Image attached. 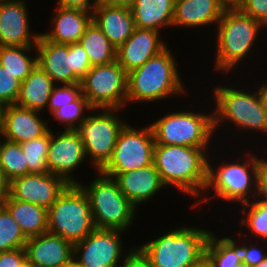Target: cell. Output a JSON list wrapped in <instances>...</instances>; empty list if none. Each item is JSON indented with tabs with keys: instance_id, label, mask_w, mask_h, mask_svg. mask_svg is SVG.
Returning <instances> with one entry per match:
<instances>
[{
	"instance_id": "obj_4",
	"label": "cell",
	"mask_w": 267,
	"mask_h": 267,
	"mask_svg": "<svg viewBox=\"0 0 267 267\" xmlns=\"http://www.w3.org/2000/svg\"><path fill=\"white\" fill-rule=\"evenodd\" d=\"M176 58L173 50L167 46L141 67L128 73L127 108L132 103L157 104L167 101L166 98L188 96L189 88L182 80L180 62Z\"/></svg>"
},
{
	"instance_id": "obj_21",
	"label": "cell",
	"mask_w": 267,
	"mask_h": 267,
	"mask_svg": "<svg viewBox=\"0 0 267 267\" xmlns=\"http://www.w3.org/2000/svg\"><path fill=\"white\" fill-rule=\"evenodd\" d=\"M114 179L117 181L120 191L137 209H140V205L153 202L151 200H154L155 196L157 197L160 192L166 190L154 164L120 173Z\"/></svg>"
},
{
	"instance_id": "obj_19",
	"label": "cell",
	"mask_w": 267,
	"mask_h": 267,
	"mask_svg": "<svg viewBox=\"0 0 267 267\" xmlns=\"http://www.w3.org/2000/svg\"><path fill=\"white\" fill-rule=\"evenodd\" d=\"M162 36H161V35ZM162 32L153 29L135 28L127 41L116 50V60L128 74L141 67L168 46Z\"/></svg>"
},
{
	"instance_id": "obj_6",
	"label": "cell",
	"mask_w": 267,
	"mask_h": 267,
	"mask_svg": "<svg viewBox=\"0 0 267 267\" xmlns=\"http://www.w3.org/2000/svg\"><path fill=\"white\" fill-rule=\"evenodd\" d=\"M175 227L137 245L150 267H188L205 254L206 242L213 230L190 226V223Z\"/></svg>"
},
{
	"instance_id": "obj_38",
	"label": "cell",
	"mask_w": 267,
	"mask_h": 267,
	"mask_svg": "<svg viewBox=\"0 0 267 267\" xmlns=\"http://www.w3.org/2000/svg\"><path fill=\"white\" fill-rule=\"evenodd\" d=\"M21 81L0 66V103L3 106L15 104Z\"/></svg>"
},
{
	"instance_id": "obj_40",
	"label": "cell",
	"mask_w": 267,
	"mask_h": 267,
	"mask_svg": "<svg viewBox=\"0 0 267 267\" xmlns=\"http://www.w3.org/2000/svg\"><path fill=\"white\" fill-rule=\"evenodd\" d=\"M0 267H33L27 263L24 248L0 253Z\"/></svg>"
},
{
	"instance_id": "obj_45",
	"label": "cell",
	"mask_w": 267,
	"mask_h": 267,
	"mask_svg": "<svg viewBox=\"0 0 267 267\" xmlns=\"http://www.w3.org/2000/svg\"><path fill=\"white\" fill-rule=\"evenodd\" d=\"M114 6L131 8L136 0H102Z\"/></svg>"
},
{
	"instance_id": "obj_31",
	"label": "cell",
	"mask_w": 267,
	"mask_h": 267,
	"mask_svg": "<svg viewBox=\"0 0 267 267\" xmlns=\"http://www.w3.org/2000/svg\"><path fill=\"white\" fill-rule=\"evenodd\" d=\"M211 232L208 236L205 253L217 267H243L241 247L231 236ZM221 238H220V237Z\"/></svg>"
},
{
	"instance_id": "obj_32",
	"label": "cell",
	"mask_w": 267,
	"mask_h": 267,
	"mask_svg": "<svg viewBox=\"0 0 267 267\" xmlns=\"http://www.w3.org/2000/svg\"><path fill=\"white\" fill-rule=\"evenodd\" d=\"M0 168L2 175L9 182L29 174L28 163L19 143L0 137Z\"/></svg>"
},
{
	"instance_id": "obj_18",
	"label": "cell",
	"mask_w": 267,
	"mask_h": 267,
	"mask_svg": "<svg viewBox=\"0 0 267 267\" xmlns=\"http://www.w3.org/2000/svg\"><path fill=\"white\" fill-rule=\"evenodd\" d=\"M42 116L39 111L23 108L16 104L6 105L3 108L0 137L19 144L38 138L51 128L50 122H53Z\"/></svg>"
},
{
	"instance_id": "obj_48",
	"label": "cell",
	"mask_w": 267,
	"mask_h": 267,
	"mask_svg": "<svg viewBox=\"0 0 267 267\" xmlns=\"http://www.w3.org/2000/svg\"><path fill=\"white\" fill-rule=\"evenodd\" d=\"M226 7H237L241 0H220Z\"/></svg>"
},
{
	"instance_id": "obj_49",
	"label": "cell",
	"mask_w": 267,
	"mask_h": 267,
	"mask_svg": "<svg viewBox=\"0 0 267 267\" xmlns=\"http://www.w3.org/2000/svg\"><path fill=\"white\" fill-rule=\"evenodd\" d=\"M267 147H265L264 149H265V151L267 152V149H266ZM264 149L262 150L263 151V154L264 155H262V154H259L260 155V160H261V163H262V167H267V154H266V152L264 151ZM263 156V157H262Z\"/></svg>"
},
{
	"instance_id": "obj_47",
	"label": "cell",
	"mask_w": 267,
	"mask_h": 267,
	"mask_svg": "<svg viewBox=\"0 0 267 267\" xmlns=\"http://www.w3.org/2000/svg\"><path fill=\"white\" fill-rule=\"evenodd\" d=\"M262 195L267 198V167H263V173H262Z\"/></svg>"
},
{
	"instance_id": "obj_39",
	"label": "cell",
	"mask_w": 267,
	"mask_h": 267,
	"mask_svg": "<svg viewBox=\"0 0 267 267\" xmlns=\"http://www.w3.org/2000/svg\"><path fill=\"white\" fill-rule=\"evenodd\" d=\"M237 7L267 28V0H241Z\"/></svg>"
},
{
	"instance_id": "obj_9",
	"label": "cell",
	"mask_w": 267,
	"mask_h": 267,
	"mask_svg": "<svg viewBox=\"0 0 267 267\" xmlns=\"http://www.w3.org/2000/svg\"><path fill=\"white\" fill-rule=\"evenodd\" d=\"M47 232L58 235L73 245L94 229L90 203L78 184H69L47 209Z\"/></svg>"
},
{
	"instance_id": "obj_10",
	"label": "cell",
	"mask_w": 267,
	"mask_h": 267,
	"mask_svg": "<svg viewBox=\"0 0 267 267\" xmlns=\"http://www.w3.org/2000/svg\"><path fill=\"white\" fill-rule=\"evenodd\" d=\"M121 112L120 109L93 108L76 129L84 144L88 163L95 172L101 171L112 158L118 134L128 122Z\"/></svg>"
},
{
	"instance_id": "obj_33",
	"label": "cell",
	"mask_w": 267,
	"mask_h": 267,
	"mask_svg": "<svg viewBox=\"0 0 267 267\" xmlns=\"http://www.w3.org/2000/svg\"><path fill=\"white\" fill-rule=\"evenodd\" d=\"M92 109L86 97L81 94L75 101L63 105L48 115L57 121L55 123H60L63 130H76Z\"/></svg>"
},
{
	"instance_id": "obj_41",
	"label": "cell",
	"mask_w": 267,
	"mask_h": 267,
	"mask_svg": "<svg viewBox=\"0 0 267 267\" xmlns=\"http://www.w3.org/2000/svg\"><path fill=\"white\" fill-rule=\"evenodd\" d=\"M120 267H150L147 257L135 246L121 261Z\"/></svg>"
},
{
	"instance_id": "obj_43",
	"label": "cell",
	"mask_w": 267,
	"mask_h": 267,
	"mask_svg": "<svg viewBox=\"0 0 267 267\" xmlns=\"http://www.w3.org/2000/svg\"><path fill=\"white\" fill-rule=\"evenodd\" d=\"M265 78L263 79L264 81H260V85L255 84V90L259 96V99L261 101V104L263 107L267 110V77L266 74L264 76ZM257 85V87H256Z\"/></svg>"
},
{
	"instance_id": "obj_52",
	"label": "cell",
	"mask_w": 267,
	"mask_h": 267,
	"mask_svg": "<svg viewBox=\"0 0 267 267\" xmlns=\"http://www.w3.org/2000/svg\"><path fill=\"white\" fill-rule=\"evenodd\" d=\"M254 267H267V257Z\"/></svg>"
},
{
	"instance_id": "obj_13",
	"label": "cell",
	"mask_w": 267,
	"mask_h": 267,
	"mask_svg": "<svg viewBox=\"0 0 267 267\" xmlns=\"http://www.w3.org/2000/svg\"><path fill=\"white\" fill-rule=\"evenodd\" d=\"M128 74L117 60L93 66L81 80L82 94L92 108H127Z\"/></svg>"
},
{
	"instance_id": "obj_24",
	"label": "cell",
	"mask_w": 267,
	"mask_h": 267,
	"mask_svg": "<svg viewBox=\"0 0 267 267\" xmlns=\"http://www.w3.org/2000/svg\"><path fill=\"white\" fill-rule=\"evenodd\" d=\"M91 22L92 12L56 6L49 19L51 29L40 33L45 39L53 43L70 45L79 43Z\"/></svg>"
},
{
	"instance_id": "obj_42",
	"label": "cell",
	"mask_w": 267,
	"mask_h": 267,
	"mask_svg": "<svg viewBox=\"0 0 267 267\" xmlns=\"http://www.w3.org/2000/svg\"><path fill=\"white\" fill-rule=\"evenodd\" d=\"M58 4L55 6L62 8L81 9L92 12L99 0H55Z\"/></svg>"
},
{
	"instance_id": "obj_27",
	"label": "cell",
	"mask_w": 267,
	"mask_h": 267,
	"mask_svg": "<svg viewBox=\"0 0 267 267\" xmlns=\"http://www.w3.org/2000/svg\"><path fill=\"white\" fill-rule=\"evenodd\" d=\"M12 218L19 224L25 237L31 238L47 232V209L10 196L4 204Z\"/></svg>"
},
{
	"instance_id": "obj_53",
	"label": "cell",
	"mask_w": 267,
	"mask_h": 267,
	"mask_svg": "<svg viewBox=\"0 0 267 267\" xmlns=\"http://www.w3.org/2000/svg\"><path fill=\"white\" fill-rule=\"evenodd\" d=\"M210 267H217V266L210 260Z\"/></svg>"
},
{
	"instance_id": "obj_44",
	"label": "cell",
	"mask_w": 267,
	"mask_h": 267,
	"mask_svg": "<svg viewBox=\"0 0 267 267\" xmlns=\"http://www.w3.org/2000/svg\"><path fill=\"white\" fill-rule=\"evenodd\" d=\"M10 182L4 177L0 176V207H3L9 197Z\"/></svg>"
},
{
	"instance_id": "obj_37",
	"label": "cell",
	"mask_w": 267,
	"mask_h": 267,
	"mask_svg": "<svg viewBox=\"0 0 267 267\" xmlns=\"http://www.w3.org/2000/svg\"><path fill=\"white\" fill-rule=\"evenodd\" d=\"M82 94L81 83L56 84L50 94L46 113L53 111L75 101Z\"/></svg>"
},
{
	"instance_id": "obj_46",
	"label": "cell",
	"mask_w": 267,
	"mask_h": 267,
	"mask_svg": "<svg viewBox=\"0 0 267 267\" xmlns=\"http://www.w3.org/2000/svg\"><path fill=\"white\" fill-rule=\"evenodd\" d=\"M188 267H210V259L205 253L200 259Z\"/></svg>"
},
{
	"instance_id": "obj_28",
	"label": "cell",
	"mask_w": 267,
	"mask_h": 267,
	"mask_svg": "<svg viewBox=\"0 0 267 267\" xmlns=\"http://www.w3.org/2000/svg\"><path fill=\"white\" fill-rule=\"evenodd\" d=\"M238 207L239 211L237 212L242 214L239 215L241 218H237L240 220L237 221L239 227H236V229L240 228L238 233H240L242 237H248V239L251 240L267 241V198L261 194L253 201L243 203ZM244 228L246 230L245 233Z\"/></svg>"
},
{
	"instance_id": "obj_54",
	"label": "cell",
	"mask_w": 267,
	"mask_h": 267,
	"mask_svg": "<svg viewBox=\"0 0 267 267\" xmlns=\"http://www.w3.org/2000/svg\"><path fill=\"white\" fill-rule=\"evenodd\" d=\"M16 1H21V2H30V1H28V0H16Z\"/></svg>"
},
{
	"instance_id": "obj_25",
	"label": "cell",
	"mask_w": 267,
	"mask_h": 267,
	"mask_svg": "<svg viewBox=\"0 0 267 267\" xmlns=\"http://www.w3.org/2000/svg\"><path fill=\"white\" fill-rule=\"evenodd\" d=\"M174 7L175 0H136L131 7L135 28L173 29Z\"/></svg>"
},
{
	"instance_id": "obj_7",
	"label": "cell",
	"mask_w": 267,
	"mask_h": 267,
	"mask_svg": "<svg viewBox=\"0 0 267 267\" xmlns=\"http://www.w3.org/2000/svg\"><path fill=\"white\" fill-rule=\"evenodd\" d=\"M183 106L184 110L182 108L180 110L176 108L177 111L169 110L170 112L159 116L155 121L151 120L150 126L155 143L215 149L212 148L217 140L212 108L207 107L196 112L195 107L191 110L190 107L186 109L185 104ZM205 109H209L208 112Z\"/></svg>"
},
{
	"instance_id": "obj_34",
	"label": "cell",
	"mask_w": 267,
	"mask_h": 267,
	"mask_svg": "<svg viewBox=\"0 0 267 267\" xmlns=\"http://www.w3.org/2000/svg\"><path fill=\"white\" fill-rule=\"evenodd\" d=\"M50 129L42 136L20 143L29 174H43L48 172L47 153L49 150Z\"/></svg>"
},
{
	"instance_id": "obj_12",
	"label": "cell",
	"mask_w": 267,
	"mask_h": 267,
	"mask_svg": "<svg viewBox=\"0 0 267 267\" xmlns=\"http://www.w3.org/2000/svg\"><path fill=\"white\" fill-rule=\"evenodd\" d=\"M136 127L127 122L120 130L112 158L101 172L115 178L118 174L153 164L155 145L151 126Z\"/></svg>"
},
{
	"instance_id": "obj_51",
	"label": "cell",
	"mask_w": 267,
	"mask_h": 267,
	"mask_svg": "<svg viewBox=\"0 0 267 267\" xmlns=\"http://www.w3.org/2000/svg\"><path fill=\"white\" fill-rule=\"evenodd\" d=\"M3 108L4 106L0 103V133L2 130Z\"/></svg>"
},
{
	"instance_id": "obj_36",
	"label": "cell",
	"mask_w": 267,
	"mask_h": 267,
	"mask_svg": "<svg viewBox=\"0 0 267 267\" xmlns=\"http://www.w3.org/2000/svg\"><path fill=\"white\" fill-rule=\"evenodd\" d=\"M235 234L238 235L239 238L235 239L233 234L231 238L241 247L243 267H254L267 257V241L258 242V240L255 241L247 238L245 239L244 237L242 238L240 233Z\"/></svg>"
},
{
	"instance_id": "obj_5",
	"label": "cell",
	"mask_w": 267,
	"mask_h": 267,
	"mask_svg": "<svg viewBox=\"0 0 267 267\" xmlns=\"http://www.w3.org/2000/svg\"><path fill=\"white\" fill-rule=\"evenodd\" d=\"M214 149L178 145H154L153 164L166 188L196 199L202 196L207 183L208 156Z\"/></svg>"
},
{
	"instance_id": "obj_23",
	"label": "cell",
	"mask_w": 267,
	"mask_h": 267,
	"mask_svg": "<svg viewBox=\"0 0 267 267\" xmlns=\"http://www.w3.org/2000/svg\"><path fill=\"white\" fill-rule=\"evenodd\" d=\"M92 21L116 49L127 41L135 29L131 8L114 6L102 0L92 11Z\"/></svg>"
},
{
	"instance_id": "obj_22",
	"label": "cell",
	"mask_w": 267,
	"mask_h": 267,
	"mask_svg": "<svg viewBox=\"0 0 267 267\" xmlns=\"http://www.w3.org/2000/svg\"><path fill=\"white\" fill-rule=\"evenodd\" d=\"M225 8L220 0H175L172 27L189 28L192 32L211 26L215 29Z\"/></svg>"
},
{
	"instance_id": "obj_20",
	"label": "cell",
	"mask_w": 267,
	"mask_h": 267,
	"mask_svg": "<svg viewBox=\"0 0 267 267\" xmlns=\"http://www.w3.org/2000/svg\"><path fill=\"white\" fill-rule=\"evenodd\" d=\"M24 249L33 267H63L73 258V244L49 232L28 238Z\"/></svg>"
},
{
	"instance_id": "obj_16",
	"label": "cell",
	"mask_w": 267,
	"mask_h": 267,
	"mask_svg": "<svg viewBox=\"0 0 267 267\" xmlns=\"http://www.w3.org/2000/svg\"><path fill=\"white\" fill-rule=\"evenodd\" d=\"M28 5L16 0H0V46H36L41 33L31 28Z\"/></svg>"
},
{
	"instance_id": "obj_8",
	"label": "cell",
	"mask_w": 267,
	"mask_h": 267,
	"mask_svg": "<svg viewBox=\"0 0 267 267\" xmlns=\"http://www.w3.org/2000/svg\"><path fill=\"white\" fill-rule=\"evenodd\" d=\"M96 173L89 184L85 181L78 184L89 199L95 228L126 232L136 224L138 209L120 191L114 178L101 171Z\"/></svg>"
},
{
	"instance_id": "obj_35",
	"label": "cell",
	"mask_w": 267,
	"mask_h": 267,
	"mask_svg": "<svg viewBox=\"0 0 267 267\" xmlns=\"http://www.w3.org/2000/svg\"><path fill=\"white\" fill-rule=\"evenodd\" d=\"M26 242L19 224L4 206L0 207V253L24 248Z\"/></svg>"
},
{
	"instance_id": "obj_3",
	"label": "cell",
	"mask_w": 267,
	"mask_h": 267,
	"mask_svg": "<svg viewBox=\"0 0 267 267\" xmlns=\"http://www.w3.org/2000/svg\"><path fill=\"white\" fill-rule=\"evenodd\" d=\"M265 30L267 28L261 22L246 15L238 7H226L212 35L216 34V41H213L216 46V50L213 49V73L219 72L225 76L231 73V76L235 74L237 77L239 66L245 65L246 61L252 62L251 58L255 57L254 53L260 48L259 41L264 45L265 41H261L263 39L259 36L267 33Z\"/></svg>"
},
{
	"instance_id": "obj_14",
	"label": "cell",
	"mask_w": 267,
	"mask_h": 267,
	"mask_svg": "<svg viewBox=\"0 0 267 267\" xmlns=\"http://www.w3.org/2000/svg\"><path fill=\"white\" fill-rule=\"evenodd\" d=\"M119 230L94 229L82 241L73 245V258L84 267H111L121 261L136 246L125 250V240ZM124 242V243H123ZM125 250V251H124Z\"/></svg>"
},
{
	"instance_id": "obj_29",
	"label": "cell",
	"mask_w": 267,
	"mask_h": 267,
	"mask_svg": "<svg viewBox=\"0 0 267 267\" xmlns=\"http://www.w3.org/2000/svg\"><path fill=\"white\" fill-rule=\"evenodd\" d=\"M0 66L23 82L37 66L36 46H0Z\"/></svg>"
},
{
	"instance_id": "obj_1",
	"label": "cell",
	"mask_w": 267,
	"mask_h": 267,
	"mask_svg": "<svg viewBox=\"0 0 267 267\" xmlns=\"http://www.w3.org/2000/svg\"><path fill=\"white\" fill-rule=\"evenodd\" d=\"M216 150L218 151L220 149H214L212 151L214 153H210L208 156L207 183L205 190L199 200L195 202L191 208L197 209L198 206L202 208L204 203L205 205L208 203L211 204L212 201L215 203L217 199L220 205L221 203L222 206H224L223 203L228 205L231 203L230 205L232 206L233 204V206H237V208H234L238 210L239 205L253 201L262 194L263 167L259 154L255 149L253 151L252 148L251 150L248 148L247 152L245 149L243 152H240L239 149L238 154L243 153L242 155L239 154L241 157L235 153V155H237L235 157H222L220 161H217ZM219 162L221 163L219 164ZM210 193H212V195Z\"/></svg>"
},
{
	"instance_id": "obj_55",
	"label": "cell",
	"mask_w": 267,
	"mask_h": 267,
	"mask_svg": "<svg viewBox=\"0 0 267 267\" xmlns=\"http://www.w3.org/2000/svg\"><path fill=\"white\" fill-rule=\"evenodd\" d=\"M111 267H120V265H119V264H117V265H114V266H111Z\"/></svg>"
},
{
	"instance_id": "obj_2",
	"label": "cell",
	"mask_w": 267,
	"mask_h": 267,
	"mask_svg": "<svg viewBox=\"0 0 267 267\" xmlns=\"http://www.w3.org/2000/svg\"><path fill=\"white\" fill-rule=\"evenodd\" d=\"M232 77L234 79L233 82L229 81L227 85L218 83V85L216 84L213 86L214 89L210 87L212 89L210 92L213 94L211 95L213 100L210 98L209 101H211V105L209 106L213 107L214 131L215 135H218L216 137L218 139L221 138V142L217 144L218 146H220V143L223 144L221 148L225 146V140L224 143H222V138L225 134V130L228 132L227 129L231 132L234 131V133H231L233 136H230L233 139L237 138L236 134L238 133L240 135L246 133L247 136L250 134V136H254V138H250L252 140L256 138L255 135L257 133L264 136L267 135V110L261 104L255 90V85H252L254 89L251 87L249 90V86L244 80L243 83H245V86H242L240 80H238L236 84V80L241 77L238 76V78H234L235 75ZM234 82L235 84H233ZM238 82L241 84L239 85ZM231 126L236 128V130H232L230 128ZM222 127L225 128L224 132L221 131L223 129ZM226 127L229 128L226 129ZM219 134L223 136L220 137Z\"/></svg>"
},
{
	"instance_id": "obj_15",
	"label": "cell",
	"mask_w": 267,
	"mask_h": 267,
	"mask_svg": "<svg viewBox=\"0 0 267 267\" xmlns=\"http://www.w3.org/2000/svg\"><path fill=\"white\" fill-rule=\"evenodd\" d=\"M50 129L49 150L47 153L48 173L62 177L68 184H79L80 177L73 175L88 164L84 144L76 130L53 132Z\"/></svg>"
},
{
	"instance_id": "obj_26",
	"label": "cell",
	"mask_w": 267,
	"mask_h": 267,
	"mask_svg": "<svg viewBox=\"0 0 267 267\" xmlns=\"http://www.w3.org/2000/svg\"><path fill=\"white\" fill-rule=\"evenodd\" d=\"M56 83L37 65L21 82L15 104L31 110L45 112L50 94Z\"/></svg>"
},
{
	"instance_id": "obj_17",
	"label": "cell",
	"mask_w": 267,
	"mask_h": 267,
	"mask_svg": "<svg viewBox=\"0 0 267 267\" xmlns=\"http://www.w3.org/2000/svg\"><path fill=\"white\" fill-rule=\"evenodd\" d=\"M69 184L51 173H30L10 182L9 196L48 209Z\"/></svg>"
},
{
	"instance_id": "obj_50",
	"label": "cell",
	"mask_w": 267,
	"mask_h": 267,
	"mask_svg": "<svg viewBox=\"0 0 267 267\" xmlns=\"http://www.w3.org/2000/svg\"><path fill=\"white\" fill-rule=\"evenodd\" d=\"M65 267H84L80 263H78L74 258H72L66 265Z\"/></svg>"
},
{
	"instance_id": "obj_30",
	"label": "cell",
	"mask_w": 267,
	"mask_h": 267,
	"mask_svg": "<svg viewBox=\"0 0 267 267\" xmlns=\"http://www.w3.org/2000/svg\"><path fill=\"white\" fill-rule=\"evenodd\" d=\"M79 43L86 51L92 67L108 64L116 60L117 49L93 21L86 28Z\"/></svg>"
},
{
	"instance_id": "obj_11",
	"label": "cell",
	"mask_w": 267,
	"mask_h": 267,
	"mask_svg": "<svg viewBox=\"0 0 267 267\" xmlns=\"http://www.w3.org/2000/svg\"><path fill=\"white\" fill-rule=\"evenodd\" d=\"M37 65L56 83H81L92 67L80 43L57 44L41 34L36 44Z\"/></svg>"
}]
</instances>
